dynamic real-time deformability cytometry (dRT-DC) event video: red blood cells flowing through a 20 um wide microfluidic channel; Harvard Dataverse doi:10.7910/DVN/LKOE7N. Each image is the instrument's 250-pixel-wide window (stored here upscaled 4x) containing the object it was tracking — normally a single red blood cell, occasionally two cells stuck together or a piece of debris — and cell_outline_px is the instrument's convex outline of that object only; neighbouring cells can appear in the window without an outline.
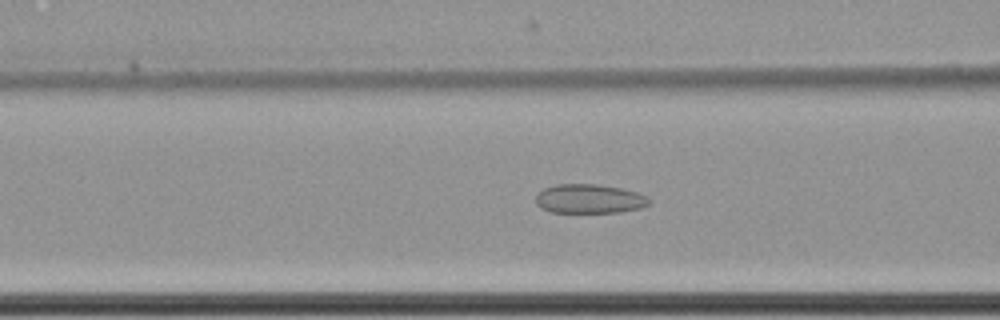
{"species": "common noctule bat (a hibernating species)", "species_latin": "Nyctalus noctula", "temperature_condition": "cold", "stored_images_in_passage": 45, "camera_frame_rate_fps": 3000, "um_per_image_px": 0.085, "animal": {"sex": "female", "body_mass_g": 22.7, "forearm_length_mm": 54.2}, "frame": {"image": 1, "passage_image": 11, "time_ms": 3.333, "image_size_px": [1000, 320], "cell_outline_px": [[652, 200], [648, 204], [640, 208], [620, 212], [552, 212], [540, 208], [536, 204], [536, 196], [544, 188], [556, 184], [596, 184], [620, 188], [636, 192], [648, 196]], "centroid_in_image_um": [50.1, 16.9], "position_along_channel_um": 116.5, "area_um2": 19.25}}
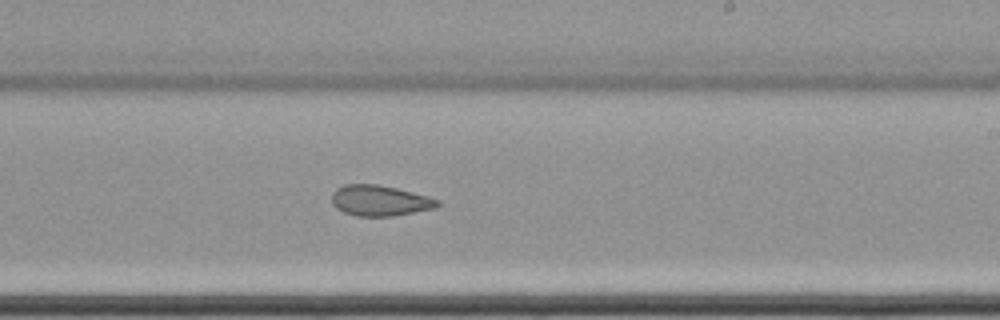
{"frame": {"image": 2, "passage_image": 23, "time_ms": 7.333, "image_size_px": [1000, 320], "cell_outline_px": [[440, 204], [436, 208], [392, 216], [356, 216], [344, 212], [336, 208], [332, 204], [332, 192], [336, 188], [344, 184], [376, 184], [396, 188], [428, 196], [440, 200]], "centroid_in_image_um": [32.27, 17.05], "position_along_channel_um": 256.7, "area_um2": 18.96}}
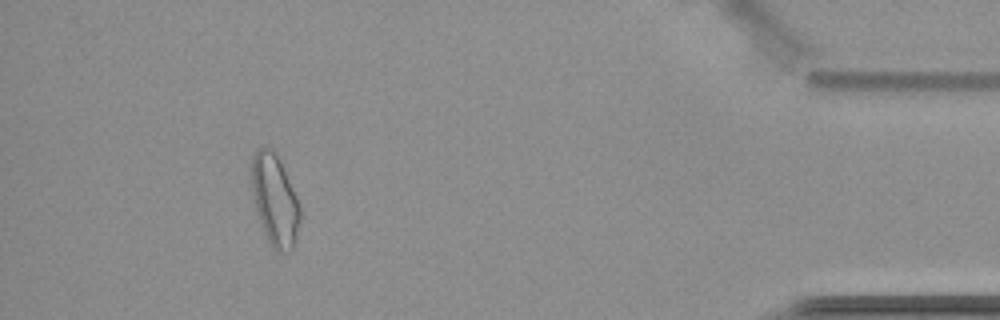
{"frame": {"image": 3, "passage_image": 41, "time_ms": 13.333, "image_size_px": [1000, 320], "cell_outline_px": [[300, 220], [292, 248], [288, 252], [276, 252], [272, 248], [260, 224], [252, 192], [252, 156], [256, 148], [268, 144], [276, 156], [296, 196], [300, 208]], "centroid_in_image_um": [23.33, 17.01], "position_along_channel_um": 411.9, "area_um2": 25.32}}